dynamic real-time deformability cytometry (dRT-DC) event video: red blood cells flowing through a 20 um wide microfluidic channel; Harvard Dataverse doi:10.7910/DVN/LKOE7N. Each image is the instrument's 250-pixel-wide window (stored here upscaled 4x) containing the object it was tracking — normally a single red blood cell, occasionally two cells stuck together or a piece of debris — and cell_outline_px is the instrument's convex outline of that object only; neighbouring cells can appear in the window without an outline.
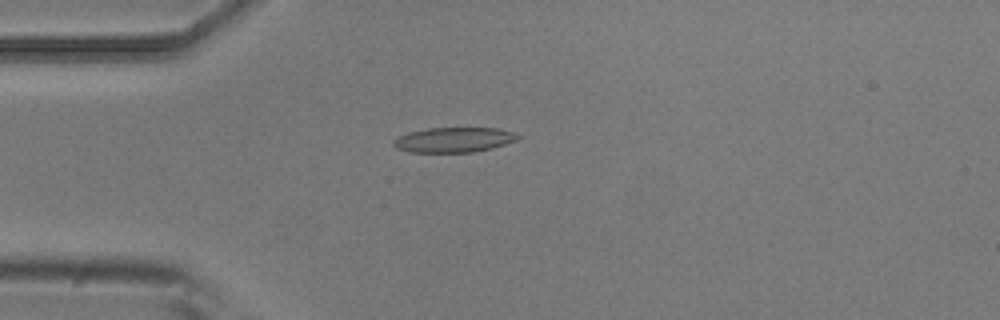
{"species": "common noctule bat (a hibernating species)", "species_latin": "Nyctalus noctula", "temperature_condition": "room temperature", "stored_images_in_passage": 3, "camera_frame_rate_fps": 3000, "um_per_image_px": 0.085, "animal": {"sex": "male", "body_mass_g": 20.5, "forearm_length_mm": 52.5}, "frame": {"image": 1, "passage_image": 3, "time_ms": 0.667, "image_size_px": [1000, 320], "cell_outline_px": [[520, 136], [516, 140], [492, 148], [472, 152], [408, 152], [396, 148], [392, 144], [392, 140], [408, 132], [428, 128], [496, 128], [516, 132]], "centroid_in_image_um": [38.55, 11.88], "position_along_channel_um": 46.4, "area_um2": 18.09}}